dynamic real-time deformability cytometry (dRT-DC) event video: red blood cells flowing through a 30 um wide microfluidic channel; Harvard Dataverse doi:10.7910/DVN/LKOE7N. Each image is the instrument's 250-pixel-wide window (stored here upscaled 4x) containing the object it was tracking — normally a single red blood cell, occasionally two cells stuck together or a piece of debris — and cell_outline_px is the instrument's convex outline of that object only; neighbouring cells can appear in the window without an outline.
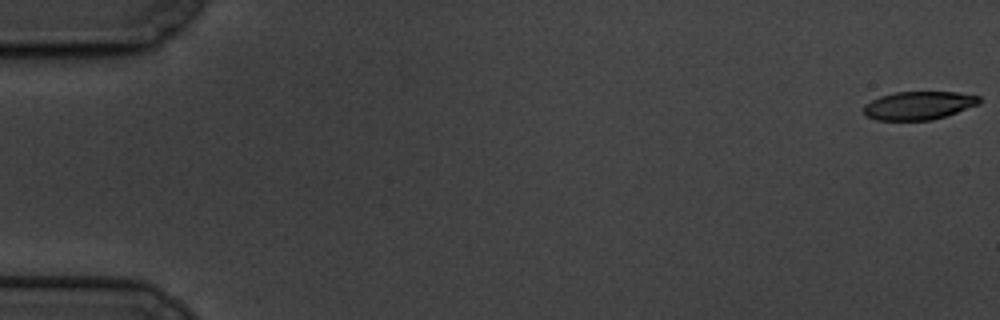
{"species": "common noctule bat (a hibernating species)", "species_latin": "Nyctalus noctula", "temperature_condition": "cold", "stored_images_in_passage": 60, "camera_frame_rate_fps": 3000, "um_per_image_px": 0.085, "animal": {"sex": "male", "body_mass_g": 19.5, "forearm_length_mm": 54.6}, "frame": {"image": 1, "passage_image": 1, "time_ms": 0.0, "image_size_px": [1000, 320], "cell_outline_px": [[980, 104], [932, 120], [876, 120], [868, 116], [864, 112], [864, 104], [880, 96], [896, 92], [956, 92], [980, 96]], "centroid_in_image_um": [78.09, 8.96], "position_along_channel_um": 6.9, "area_um2": 18.9}}
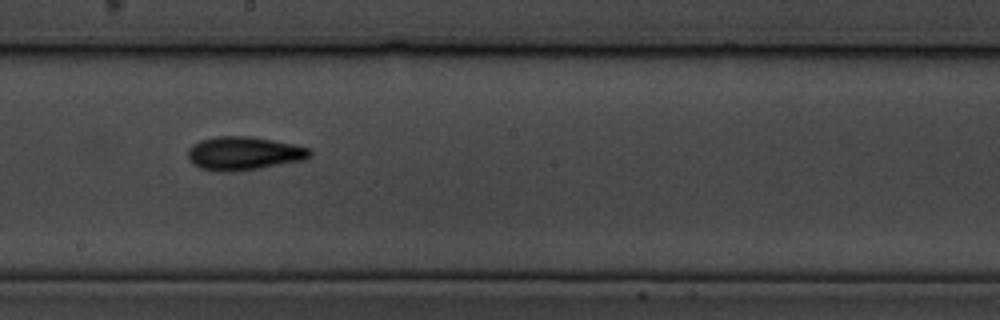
{"frame": {"image": 2, "passage_image": 34, "time_ms": 11.0, "image_size_px": [1000, 320], "cell_outline_px": [[312, 156], [304, 160], [236, 172], [216, 172], [200, 168], [192, 164], [188, 160], [188, 148], [192, 144], [200, 140], [216, 136], [252, 136], [292, 144], [308, 148], [312, 152]], "centroid_in_image_um": [20.68, 13.04], "position_along_channel_um": 227.5, "area_um2": 24.04}}
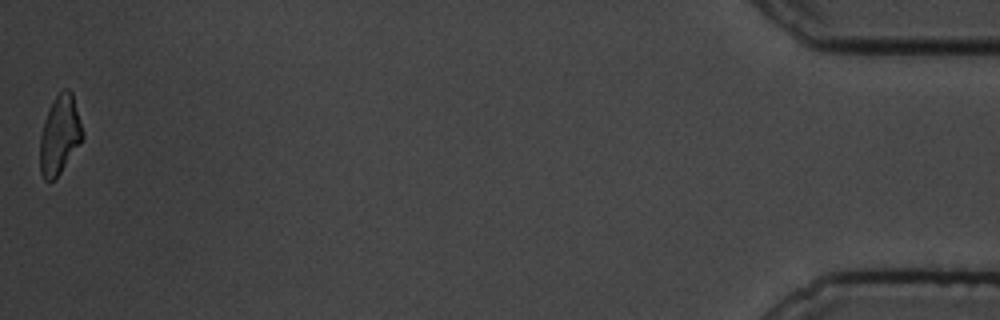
{"frame": {"image": 3, "passage_image": 60, "time_ms": 19.667, "image_size_px": [1000, 320], "cell_outline_px": [[84, 136], [80, 144], [60, 172], [52, 180], [44, 180], [40, 172], [40, 136], [44, 120], [48, 108], [52, 100], [64, 88], [68, 88], [72, 92], [84, 132]], "centroid_in_image_um": [5.07, 11.43], "position_along_channel_um": 430.1, "area_um2": 19.54}, "authors_computed_cell_mechanics": {"area_um2": 21.097, "velocity_mm_per_s": 3.385, "shape_relaxation_time_tau1_ms": 3.3375, "shape_relaxation_time_tau2_ms": 5.8848, "deformation_change_tau1": 0.1482, "deformation_change_tau2": 0.1498}}